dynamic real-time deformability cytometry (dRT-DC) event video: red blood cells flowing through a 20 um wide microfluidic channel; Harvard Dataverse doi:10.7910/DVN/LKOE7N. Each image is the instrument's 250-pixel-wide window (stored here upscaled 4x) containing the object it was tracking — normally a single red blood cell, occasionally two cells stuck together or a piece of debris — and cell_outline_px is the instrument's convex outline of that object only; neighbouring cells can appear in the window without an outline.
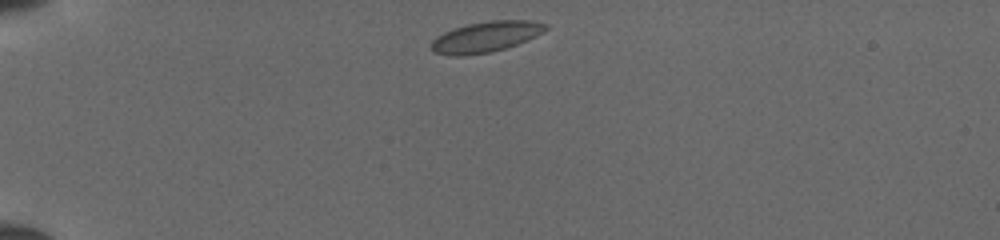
{"species": "common noctule bat (a hibernating species)", "species_latin": "Nyctalus noctula", "temperature_condition": "cold", "stored_images_in_passage": 38, "camera_frame_rate_fps": 3000, "um_per_image_px": 0.085, "animal": {"sex": "female", "body_mass_g": 19.5, "forearm_length_mm": 54.1}, "frame": {"image": 1, "passage_image": 1, "time_ms": 0.0, "image_size_px": [1000, 240], "cell_outline_px": [[548, 28], [544, 32], [528, 40], [492, 52], [464, 56], [456, 56], [436, 52], [432, 48], [432, 40], [436, 36], [452, 28], [468, 24], [492, 20], [532, 20], [548, 24]], "centroid_in_image_um": [41.33, 3.12], "position_along_channel_um": 43.7, "area_um2": 20.46}}
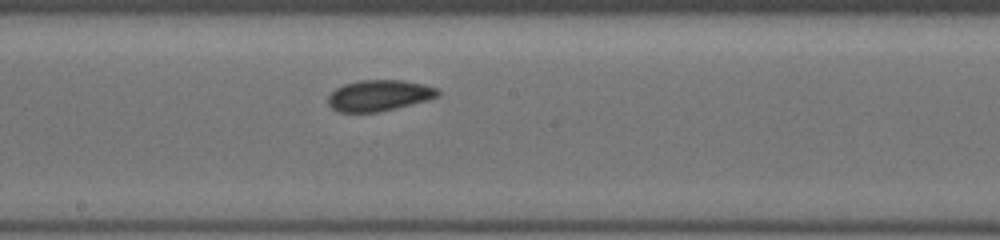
{"frame": {"image": 2, "passage_image": 17, "time_ms": 5.333, "image_size_px": [1000, 240], "cell_outline_px": [[440, 96], [428, 100], [396, 108], [376, 112], [340, 112], [332, 108], [328, 104], [328, 96], [336, 88], [344, 84], [360, 80], [404, 80], [424, 84], [440, 88]], "centroid_in_image_um": [32.27, 8.11], "position_along_channel_um": 215.9, "area_um2": 20.0}}
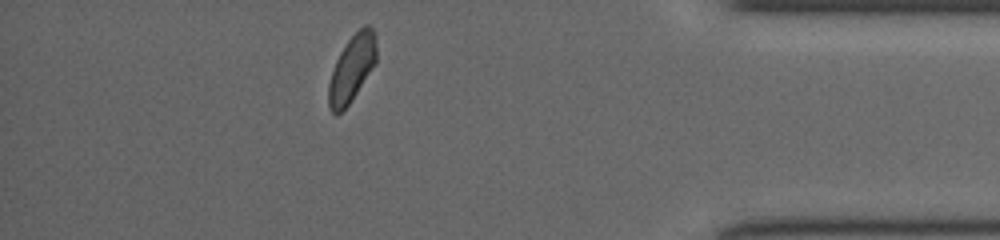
{"frame": {"image": 3, "passage_image": 33, "time_ms": 10.667, "image_size_px": [1000, 240], "cell_outline_px": [[376, 64], [348, 104], [336, 116], [328, 108], [328, 84], [336, 60], [340, 52], [348, 40], [364, 24], [368, 24], [376, 32]], "centroid_in_image_um": [29.92, 5.8], "position_along_channel_um": 405.3, "area_um2": 18.55}}